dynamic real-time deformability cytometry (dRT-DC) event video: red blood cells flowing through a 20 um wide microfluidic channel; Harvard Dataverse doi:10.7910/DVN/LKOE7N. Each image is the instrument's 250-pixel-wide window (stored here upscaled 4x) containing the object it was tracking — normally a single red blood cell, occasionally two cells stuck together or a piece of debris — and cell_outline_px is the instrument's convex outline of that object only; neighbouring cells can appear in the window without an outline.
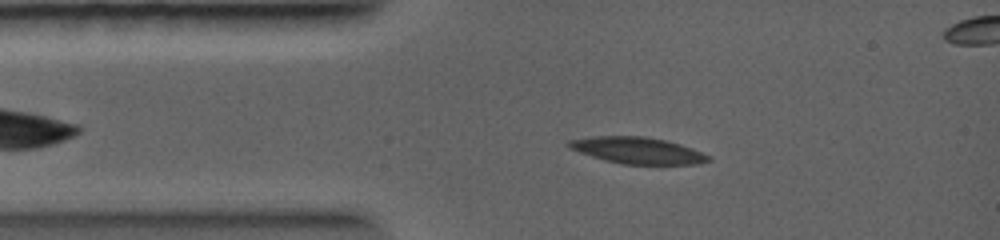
{"species": "common noctule bat (a hibernating species)", "species_latin": "Nyctalus noctula", "temperature_condition": "warm", "stored_images_in_passage": 30, "camera_frame_rate_fps": 5000, "um_per_image_px": 0.085, "animal": {"sex": "female", "body_mass_g": 19.0, "forearm_length_mm": 56.7}, "frame": {"image": 1, "passage_image": 4, "time_ms": 1.6, "image_size_px": [1000, 240], "cell_outline_px": [[712, 160], [696, 164], [624, 164], [604, 160], [568, 148], [564, 144], [568, 140], [592, 136], [644, 136], [664, 140], [680, 144], [692, 148], [712, 156]], "centroid_in_image_um": [54.18, 12.78], "position_along_channel_um": 30.8, "area_um2": 21.62}}
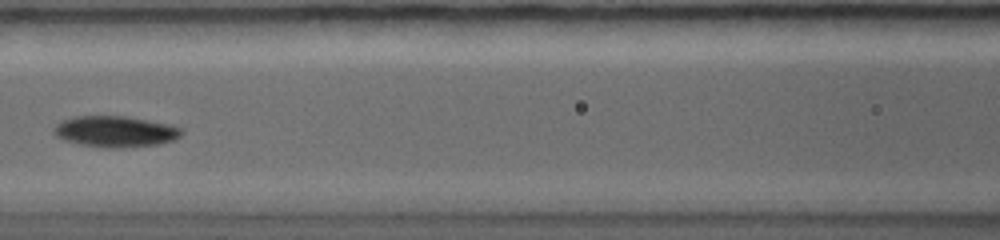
{"frame": {"image": 2, "passage_image": 10, "time_ms": 4.4, "image_size_px": [1000, 240], "cell_outline_px": [[184, 132], [180, 136], [172, 140], [160, 144], [120, 148], [104, 148], [80, 144], [64, 140], [56, 136], [52, 132], [52, 128], [60, 120], [72, 116], [128, 116], [168, 124], [184, 128]], "centroid_in_image_um": [9.77, 11.17], "position_along_channel_um": 156.8, "area_um2": 23.47}}
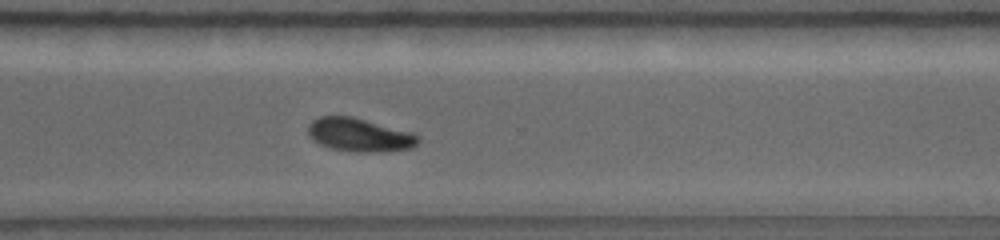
{"frame": {"image": 3, "passage_image": 18, "time_ms": 8.0, "image_size_px": [1000, 240], "cell_outline_px": [[420, 140], [412, 148], [368, 152], [360, 152], [332, 148], [320, 144], [312, 140], [308, 136], [308, 124], [312, 120], [320, 116], [352, 116], [412, 132], [420, 136]], "centroid_in_image_um": [30.53, 11.45], "position_along_channel_um": 340.1, "area_um2": 21.33}}